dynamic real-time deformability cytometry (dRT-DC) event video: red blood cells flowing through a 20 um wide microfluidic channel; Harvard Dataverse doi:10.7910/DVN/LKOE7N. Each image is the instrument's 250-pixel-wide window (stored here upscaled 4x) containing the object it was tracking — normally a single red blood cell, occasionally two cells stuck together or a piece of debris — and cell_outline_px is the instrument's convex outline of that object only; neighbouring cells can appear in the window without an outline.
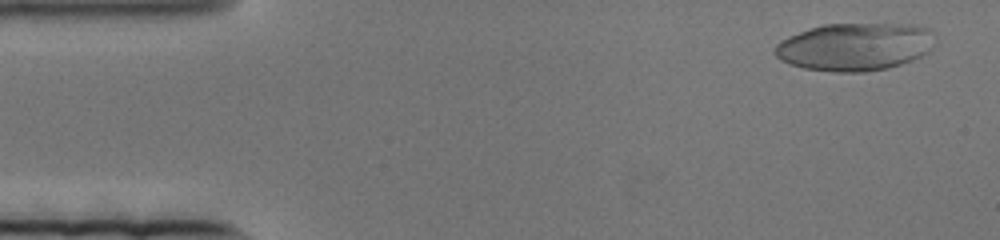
{"species": "human", "species_latin": "Homo sapiens", "temperature_condition": "cold", "stored_images_in_passage": 64, "camera_frame_rate_fps": 3000, "um_per_image_px": 0.085, "donor": {"sex": "female"}, "frame": {"image": 1, "passage_image": 3, "time_ms": 0.667, "image_size_px": [1000, 240], "cell_outline_px": [[936, 36], [932, 48], [928, 52], [912, 60], [888, 68], [864, 72], [832, 72], [804, 68], [788, 64], [780, 60], [772, 52], [772, 48], [780, 40], [788, 36], [824, 24], [912, 24], [932, 28], [936, 32]], "centroid_in_image_um": [72.69, 3.97], "position_along_channel_um": 12.3, "area_um2": 45.2}}
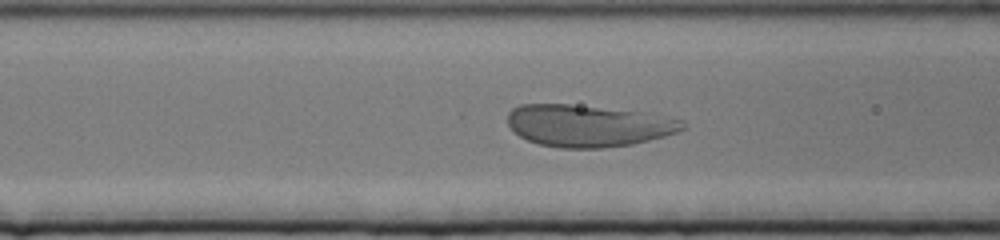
{"frame": {"image": 2, "passage_image": 26, "time_ms": 8.333, "image_size_px": [1000, 240], "cell_outline_px": [[684, 128], [676, 132], [664, 136], [632, 144], [600, 148], [560, 148], [540, 144], [528, 140], [520, 136], [508, 124], [508, 112], [512, 108], [520, 104], [568, 104], [644, 112], [684, 120]], "centroid_in_image_um": [49.98, 10.68], "position_along_channel_um": 116.6, "area_um2": 42.48}}
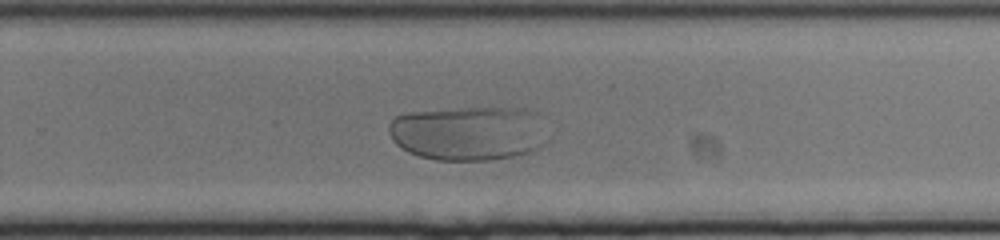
{"frame": {"image": 3, "passage_image": 49, "time_ms": 16.0, "image_size_px": [1000, 240], "cell_outline_px": [[544, 144], [540, 148], [528, 152], [512, 156], [492, 160], [436, 160], [420, 156], [408, 152], [396, 144], [392, 140], [388, 132], [388, 124], [396, 116], [408, 112], [464, 108], [524, 108], [540, 112]], "centroid_in_image_um": [39.8, 11.31], "position_along_channel_um": 290.0, "area_um2": 50.52}}